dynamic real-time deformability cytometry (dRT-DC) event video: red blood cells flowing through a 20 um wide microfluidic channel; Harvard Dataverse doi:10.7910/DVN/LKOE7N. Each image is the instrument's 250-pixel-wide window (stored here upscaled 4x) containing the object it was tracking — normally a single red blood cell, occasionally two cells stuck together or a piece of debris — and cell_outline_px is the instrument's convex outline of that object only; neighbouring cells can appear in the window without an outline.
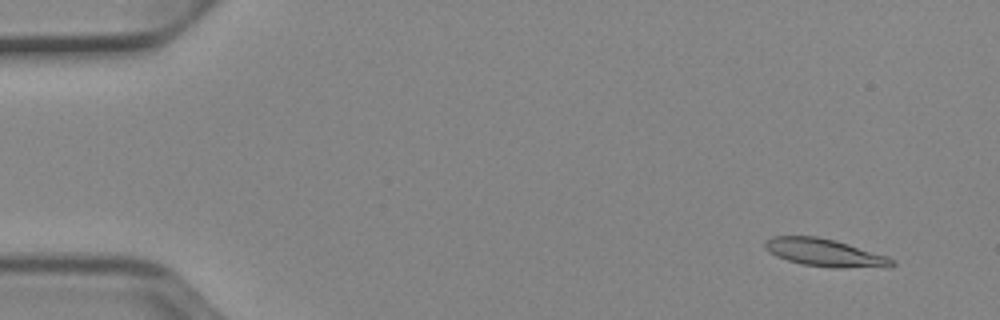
{"species": "Egyptian fruit bat (a non-hibernating species)", "species_latin": "Rousettus aegyptiacus", "temperature_condition": "cold", "stored_images_in_passage": 52, "camera_frame_rate_fps": 3000, "um_per_image_px": 0.085, "animal": {"sex": "female"}, "frame": {"image": 1, "passage_image": 4, "time_ms": 1.0, "image_size_px": [1000, 320], "cell_outline_px": [[896, 264], [888, 268], [832, 268], [800, 264], [776, 256], [768, 252], [764, 248], [764, 240], [772, 236], [816, 236], [836, 240], [888, 256], [896, 260]], "centroid_in_image_um": [70.15, 21.49], "position_along_channel_um": 14.8, "area_um2": 21.04}}
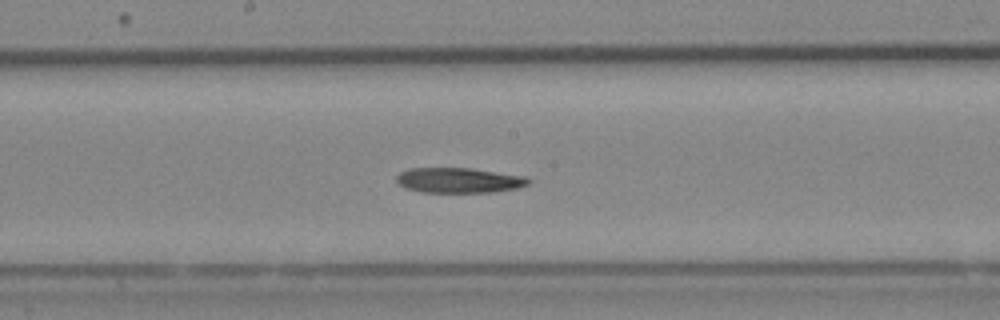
{"frame": {"image": 2, "passage_image": 28, "time_ms": 9.0, "image_size_px": [1000, 320], "cell_outline_px": [[532, 180], [528, 184], [516, 188], [492, 192], [424, 192], [408, 188], [400, 184], [396, 180], [396, 176], [400, 172], [408, 168], [472, 168], [528, 176]], "centroid_in_image_um": [39.06, 15.31], "position_along_channel_um": 209.1, "area_um2": 19.36}}
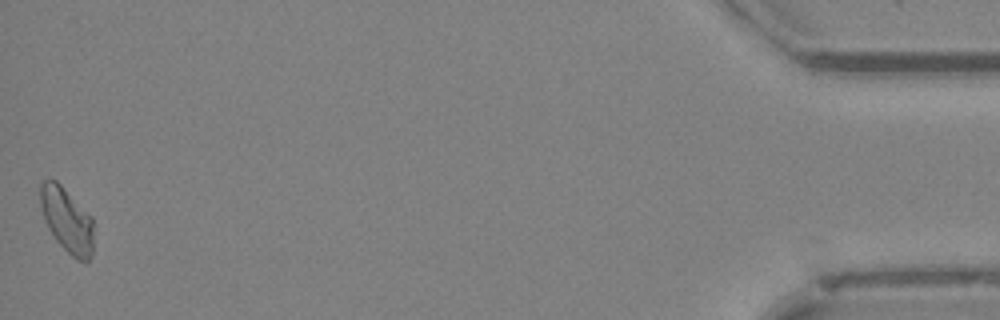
{"frame": {"image": 3, "passage_image": 52, "time_ms": 17.0, "image_size_px": [1000, 320], "cell_outline_px": [[92, 252], [88, 264], [76, 260], [56, 240], [48, 228], [44, 220], [40, 204], [40, 184], [44, 180], [56, 180], [92, 216]], "centroid_in_image_um": [5.69, 18.72], "position_along_channel_um": 429.5, "area_um2": 20.06}, "authors_computed_cell_mechanics": {"area_um2": 19.941, "velocity_mm_per_s": 3.8968, "shape_relaxation_time_tau1_ms": 8.1679, "shape_relaxation_time_tau2_ms": null, "deformation_change_tau1": 0.1868, "deformation_change_tau2": null}}